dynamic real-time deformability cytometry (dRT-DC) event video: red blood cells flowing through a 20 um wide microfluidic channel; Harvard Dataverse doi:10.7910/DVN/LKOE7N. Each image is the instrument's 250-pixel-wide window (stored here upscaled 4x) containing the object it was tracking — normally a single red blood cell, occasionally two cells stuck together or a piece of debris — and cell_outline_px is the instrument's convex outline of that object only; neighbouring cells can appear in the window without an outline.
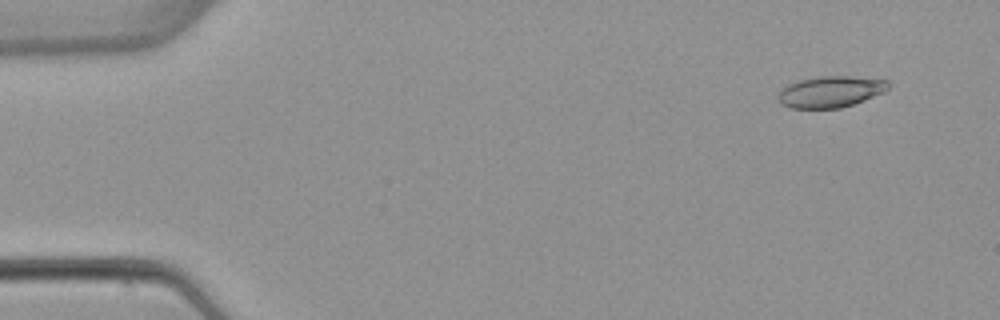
{"species": "common noctule bat (a hibernating species)", "species_latin": "Nyctalus noctula", "temperature_condition": "warm", "stored_images_in_passage": 5, "camera_frame_rate_fps": 3000, "um_per_image_px": 0.085, "animal": {"sex": "female", "body_mass_g": 22.7, "forearm_length_mm": 54.2}, "frame": {"image": 1, "passage_image": 2, "time_ms": 1.0, "image_size_px": [1000, 320], "cell_outline_px": [[888, 88], [884, 92], [864, 100], [840, 108], [792, 108], [780, 104], [776, 96], [788, 84], [796, 80], [820, 76], [848, 76], [888, 80]], "centroid_in_image_um": [70.56, 7.79], "position_along_channel_um": 14.4, "area_um2": 20.06}}
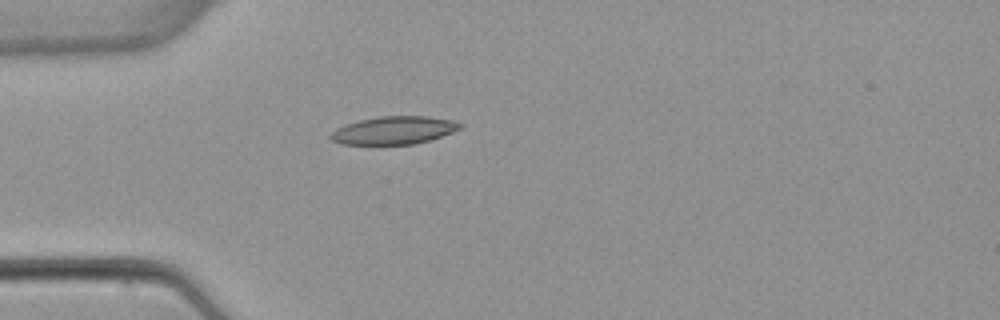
{"frame": {"image": 2, "passage_image": 5, "time_ms": 4.667, "image_size_px": [1000, 320], "cell_outline_px": [[464, 124], [460, 128], [452, 132], [428, 140], [412, 144], [340, 144], [332, 140], [328, 136], [336, 128], [360, 120], [380, 116], [428, 116], [452, 120]], "centroid_in_image_um": [33.47, 11.07], "position_along_channel_um": 51.5, "area_um2": 20.81}}